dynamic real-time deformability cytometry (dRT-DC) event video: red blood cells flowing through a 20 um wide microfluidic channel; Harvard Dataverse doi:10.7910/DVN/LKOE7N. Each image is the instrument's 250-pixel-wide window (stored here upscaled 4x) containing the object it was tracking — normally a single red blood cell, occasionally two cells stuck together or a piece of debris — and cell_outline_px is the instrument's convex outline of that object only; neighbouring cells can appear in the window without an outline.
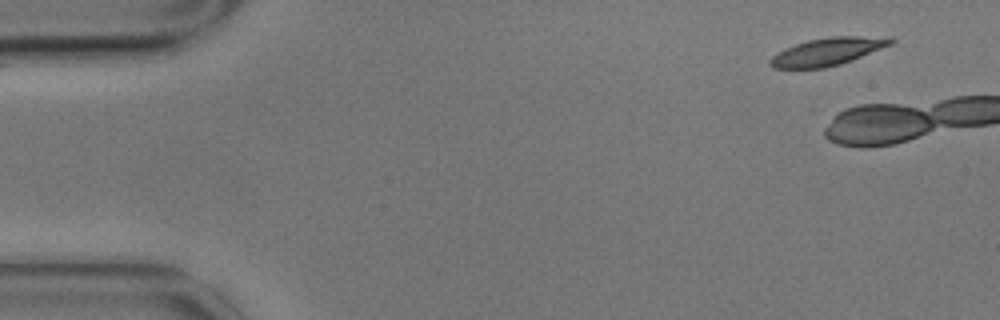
{"species": "common noctule bat (a hibernating species)", "species_latin": "Nyctalus noctula", "temperature_condition": "cold", "stored_images_in_passage": 5, "camera_frame_rate_fps": 3000, "um_per_image_px": 0.085, "animal": {"sex": "male", "body_mass_g": 17.9}, "frame": {"image": 1, "passage_image": 1, "time_ms": 0.0, "image_size_px": [1000, 320], "cell_outline_px": [[896, 40], [892, 44], [852, 60], [840, 64], [824, 68], [772, 68], [768, 64], [768, 60], [772, 56], [796, 44], [808, 40], [828, 36], [892, 36]], "centroid_in_image_um": [70.4, 4.37], "position_along_channel_um": 14.6, "area_um2": 19.48}}